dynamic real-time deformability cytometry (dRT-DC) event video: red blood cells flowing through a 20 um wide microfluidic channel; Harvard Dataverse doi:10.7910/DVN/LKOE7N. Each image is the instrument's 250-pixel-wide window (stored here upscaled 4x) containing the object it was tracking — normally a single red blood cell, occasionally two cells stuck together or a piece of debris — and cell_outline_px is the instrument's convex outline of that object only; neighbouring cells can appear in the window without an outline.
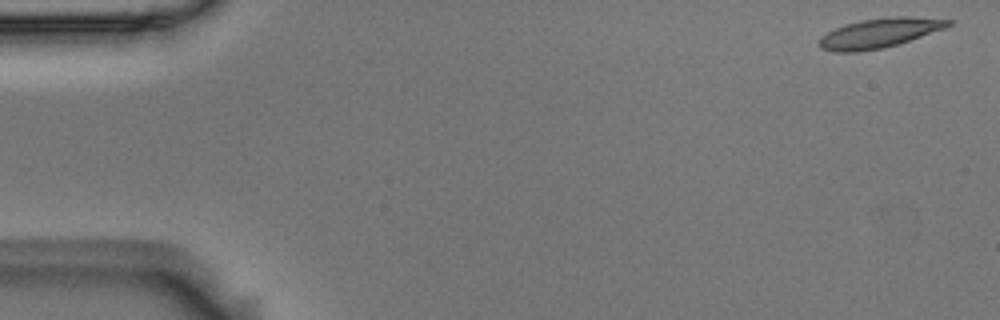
{"species": "Egyptian fruit bat (a non-hibernating species)", "species_latin": "Rousettus aegyptiacus", "temperature_condition": "room temperature", "stored_images_in_passage": 53, "camera_frame_rate_fps": 3000, "um_per_image_px": 0.085, "animal": {"sex": "male"}, "frame": {"image": 1, "passage_image": 1, "time_ms": 0.0, "image_size_px": [1000, 320], "cell_outline_px": [[952, 24], [944, 28], [884, 48], [856, 52], [836, 52], [820, 48], [816, 44], [820, 36], [844, 24], [860, 20], [896, 16], [908, 16], [952, 20]], "centroid_in_image_um": [74.67, 2.81], "position_along_channel_um": 10.3, "area_um2": 22.02}}
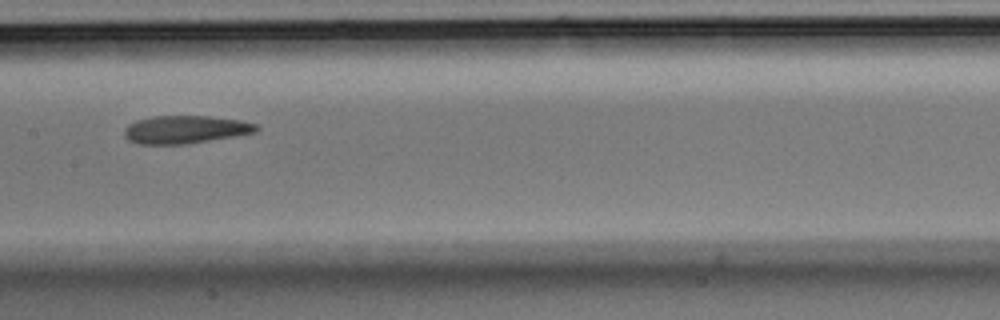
{"frame": {"image": 2, "passage_image": 26, "time_ms": 8.333, "image_size_px": [1000, 320], "cell_outline_px": [[260, 128], [256, 132], [236, 136], [184, 144], [136, 144], [128, 140], [124, 136], [124, 128], [128, 124], [136, 120], [152, 116], [208, 116], [240, 120], [256, 124]], "centroid_in_image_um": [15.72, 11.01], "position_along_channel_um": 191.7, "area_um2": 21.56}}
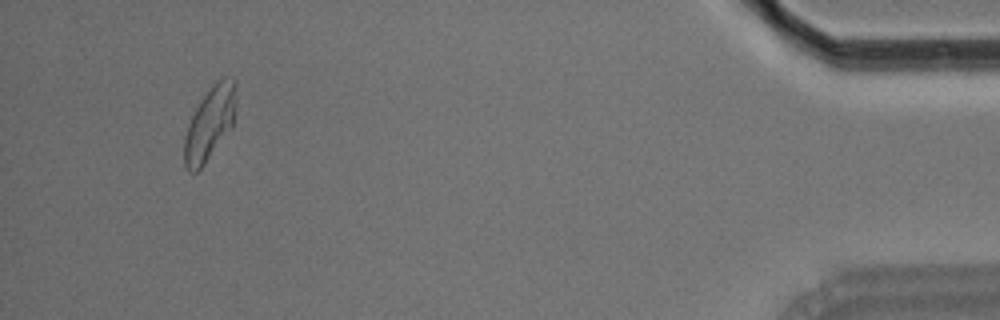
{"frame": {"image": 3, "passage_image": 50, "time_ms": 16.333, "image_size_px": [1000, 320], "cell_outline_px": [[236, 88], [232, 128], [204, 164], [196, 172], [188, 172], [184, 168], [184, 136], [188, 124], [196, 108], [212, 84], [216, 80], [224, 76], [236, 80]], "centroid_in_image_um": [17.82, 10.5], "position_along_channel_um": 417.4, "area_um2": 22.02}, "authors_computed_cell_mechanics": {"area_um2": 21.8484, "velocity_mm_per_s": 3.7079, "shape_relaxation_time_tau1_ms": 10.6615, "shape_relaxation_time_tau2_ms": 3.6896, "deformation_change_tau1": 0.2474, "deformation_change_tau2": 0.1046}}